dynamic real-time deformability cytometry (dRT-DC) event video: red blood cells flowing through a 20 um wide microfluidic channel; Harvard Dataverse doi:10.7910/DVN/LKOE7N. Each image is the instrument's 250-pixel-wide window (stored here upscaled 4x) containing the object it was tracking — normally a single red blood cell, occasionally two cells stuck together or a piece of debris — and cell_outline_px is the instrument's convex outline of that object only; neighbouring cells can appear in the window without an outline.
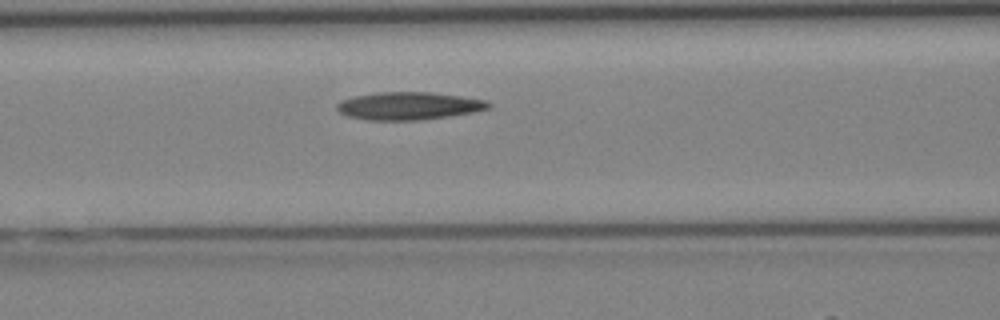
{"species": "Egyptian fruit bat (a non-hibernating species)", "species_latin": "Rousettus aegyptiacus", "temperature_condition": "cold", "stored_images_in_passage": 10, "camera_frame_rate_fps": 3000, "um_per_image_px": 0.085, "animal": {"sex": "female"}, "frame": {"image": 1, "passage_image": 4, "time_ms": 1.0, "image_size_px": [1000, 320], "cell_outline_px": [[484, 104], [476, 108], [456, 112], [432, 116], [368, 116], [352, 112], [344, 108], [344, 104], [380, 96], [432, 96], [464, 100]], "centroid_in_image_um": [34.8, 9.02], "position_along_channel_um": 131.8, "area_um2": 15.49}}
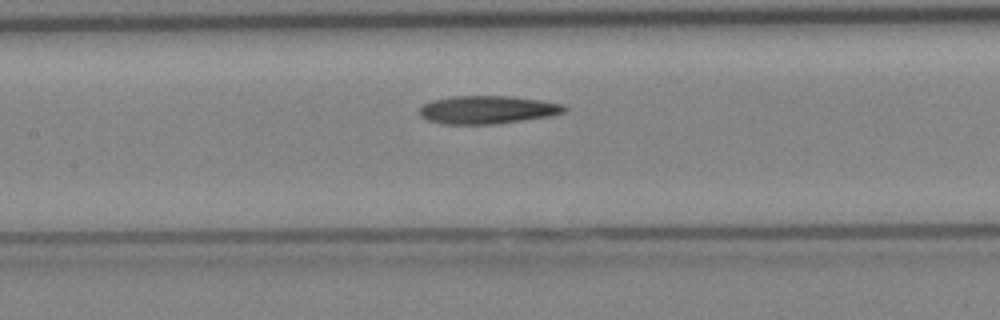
{"frame": {"image": 2, "passage_image": 6, "time_ms": 1.667, "image_size_px": [1000, 320], "cell_outline_px": [[560, 108], [552, 112], [504, 120], [448, 120], [428, 116], [424, 112], [428, 108], [436, 104], [460, 100], [516, 100], [544, 104]], "centroid_in_image_um": [41.41, 9.34], "position_along_channel_um": 166.0, "area_um2": 15.14}}